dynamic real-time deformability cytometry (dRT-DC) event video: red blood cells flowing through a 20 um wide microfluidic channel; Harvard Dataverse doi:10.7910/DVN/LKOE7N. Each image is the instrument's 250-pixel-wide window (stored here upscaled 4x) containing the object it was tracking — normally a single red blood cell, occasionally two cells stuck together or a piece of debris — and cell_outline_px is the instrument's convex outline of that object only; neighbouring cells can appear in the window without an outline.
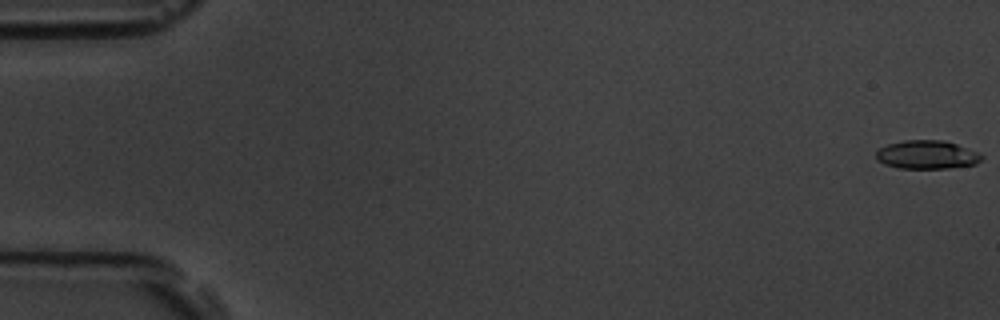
{"species": "common noctule bat (a hibernating species)", "species_latin": "Nyctalus noctula", "temperature_condition": "room temperature", "stored_images_in_passage": 55, "camera_frame_rate_fps": 3000, "um_per_image_px": 0.085, "animal": {"sex": "male", "body_mass_g": 19.5, "forearm_length_mm": 54.6}, "frame": {"image": 1, "passage_image": 1, "time_ms": 0.0, "image_size_px": [1000, 320], "cell_outline_px": [[984, 156], [976, 164], [948, 168], [900, 168], [884, 164], [876, 160], [876, 152], [880, 148], [888, 144], [904, 140], [944, 140], [956, 144], [976, 152]], "centroid_in_image_um": [78.76, 13.15], "position_along_channel_um": 6.2, "area_um2": 17.4}}
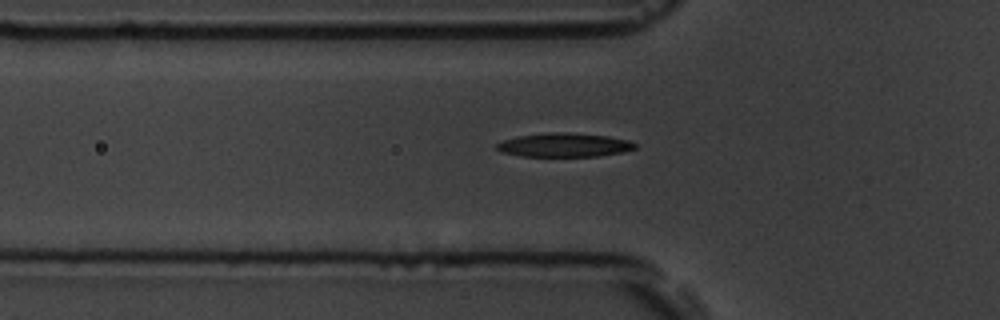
{"frame": {"image": 2, "passage_image": 19, "time_ms": 6.0, "image_size_px": [1000, 320], "cell_outline_px": [[636, 148], [620, 152], [600, 156], [520, 156], [500, 152], [496, 148], [496, 144], [504, 140], [516, 136], [544, 132], [564, 132], [608, 136], [628, 140], [636, 144]], "centroid_in_image_um": [47.91, 12.32], "position_along_channel_um": 77.9, "area_um2": 19.25}}
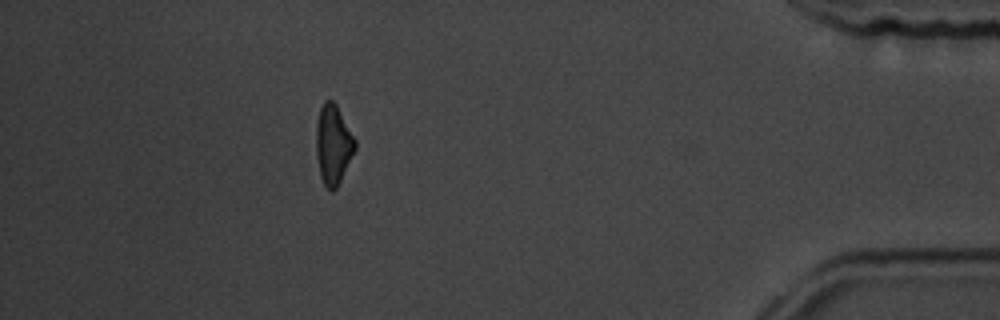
{"frame": {"image": 3, "passage_image": 49, "time_ms": 16.0, "image_size_px": [1000, 320], "cell_outline_px": [[356, 148], [336, 188], [332, 192], [324, 184], [320, 176], [316, 156], [316, 124], [320, 108], [324, 100], [332, 100], [336, 104], [356, 140]], "centroid_in_image_um": [28.31, 12.26], "position_along_channel_um": 406.9, "area_um2": 17.92}, "authors_computed_cell_mechanics": {"area_um2": 18.6694, "velocity_mm_per_s": 3.7975, "shape_relaxation_time_tau1_ms": 2.9351, "shape_relaxation_time_tau2_ms": 4.3275, "deformation_change_tau1": 0.1455, "deformation_change_tau2": 0.1296}}